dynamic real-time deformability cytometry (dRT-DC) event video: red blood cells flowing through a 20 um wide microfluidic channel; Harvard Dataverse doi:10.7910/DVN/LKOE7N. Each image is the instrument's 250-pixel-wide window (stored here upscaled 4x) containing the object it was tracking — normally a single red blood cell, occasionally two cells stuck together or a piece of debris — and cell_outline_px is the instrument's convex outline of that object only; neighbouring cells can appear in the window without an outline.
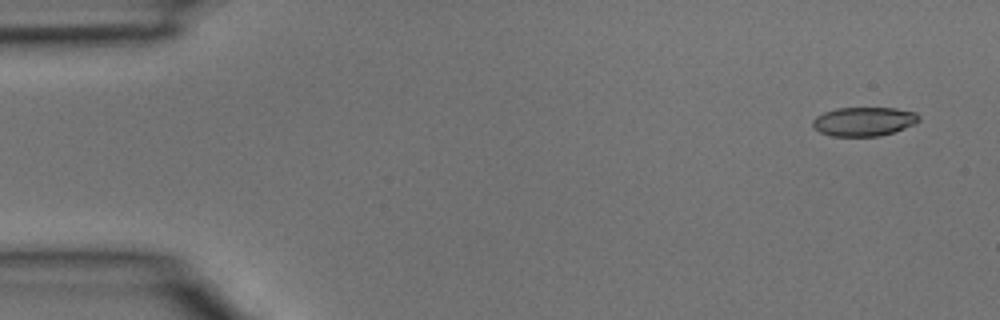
{"species": "common noctule bat (a hibernating species)", "species_latin": "Nyctalus noctula", "temperature_condition": "room temperature", "stored_images_in_passage": 5, "segment_of_instrument_passage": [1, 2], "camera_frame_rate_fps": 3000, "um_per_image_px": 0.085, "animal": {"sex": "male", "body_mass_g": 15.6}, "frame": {"image": 1, "passage_image": 1, "time_ms": 0.0, "image_size_px": [1000, 320], "cell_outline_px": [[920, 120], [916, 124], [880, 136], [832, 136], [820, 132], [812, 128], [812, 120], [816, 116], [824, 112], [836, 108], [896, 108], [916, 112], [920, 116]], "centroid_in_image_um": [73.42, 10.32], "position_along_channel_um": 11.6, "area_um2": 18.09}}
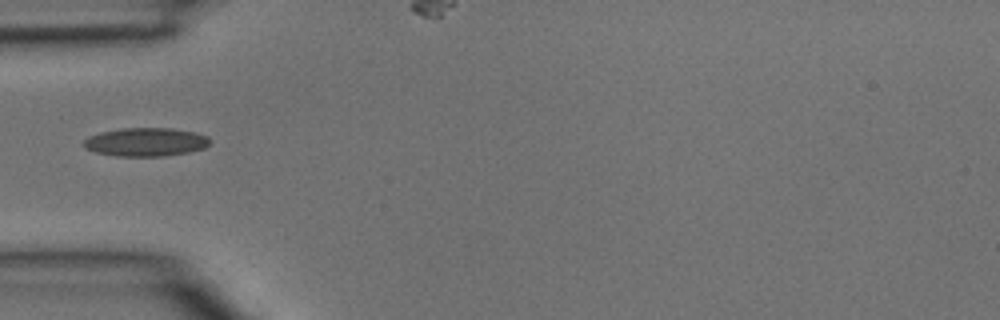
{"frame": {"image": 2, "passage_image": 4, "time_ms": 1.0, "image_size_px": [1000, 320], "cell_outline_px": [[212, 140], [204, 148], [188, 152], [164, 156], [116, 156], [96, 152], [80, 144], [88, 136], [100, 132], [120, 128], [172, 128], [196, 132], [208, 136]], "centroid_in_image_um": [12.4, 12.06], "position_along_channel_um": 72.6, "area_um2": 21.1}}